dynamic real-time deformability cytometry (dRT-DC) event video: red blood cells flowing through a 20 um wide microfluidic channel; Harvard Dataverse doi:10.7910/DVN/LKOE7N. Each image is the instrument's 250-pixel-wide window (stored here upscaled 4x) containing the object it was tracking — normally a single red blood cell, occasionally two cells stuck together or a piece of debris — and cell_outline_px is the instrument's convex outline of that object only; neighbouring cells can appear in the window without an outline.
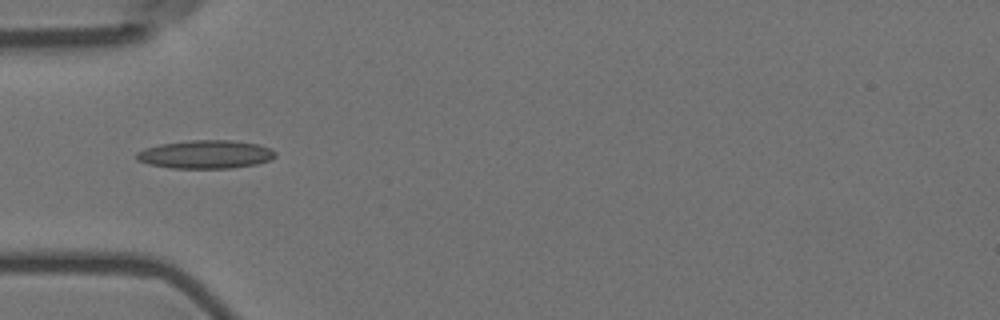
{"species": "Egyptian fruit bat (a non-hibernating species)", "species_latin": "Rousettus aegyptiacus", "temperature_condition": "room temperature", "stored_images_in_passage": 5, "camera_frame_rate_fps": 3000, "um_per_image_px": 0.085, "animal": {"sex": "female"}, "frame": {"image": 1, "passage_image": 1, "time_ms": 0.0, "image_size_px": [1000, 320], "cell_outline_px": [[276, 156], [272, 160], [256, 164], [232, 168], [172, 168], [148, 164], [136, 160], [136, 152], [144, 148], [160, 144], [192, 140], [232, 140], [260, 144], [272, 148], [276, 152]], "centroid_in_image_um": [17.51, 13.12], "position_along_channel_um": 67.5, "area_um2": 23.18}}
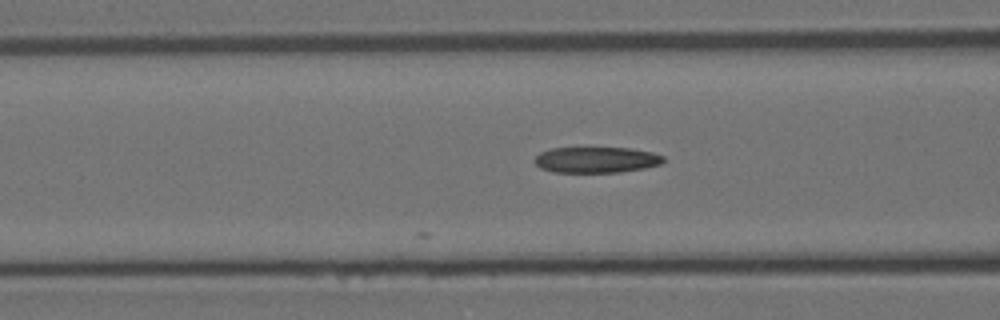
{"frame": {"image": 2, "passage_image": 5, "time_ms": 1.333, "image_size_px": [1000, 320], "cell_outline_px": [[664, 160], [660, 164], [644, 168], [620, 172], [552, 172], [540, 168], [532, 160], [540, 152], [552, 148], [628, 148], [652, 152], [664, 156]], "centroid_in_image_um": [50.65, 13.58], "position_along_channel_um": 115.9, "area_um2": 19.42}}